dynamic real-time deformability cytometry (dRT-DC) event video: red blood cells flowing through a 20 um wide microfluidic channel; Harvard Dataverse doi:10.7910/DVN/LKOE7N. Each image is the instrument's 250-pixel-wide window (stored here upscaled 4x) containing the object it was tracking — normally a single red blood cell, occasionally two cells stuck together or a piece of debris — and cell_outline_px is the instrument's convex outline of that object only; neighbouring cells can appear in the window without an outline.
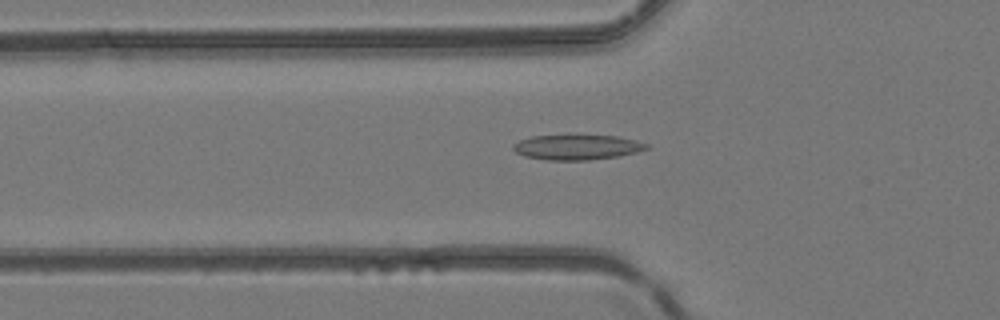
{"species": "common noctule bat (a hibernating species)", "species_latin": "Nyctalus noctula", "temperature_condition": "room temperature", "stored_images_in_passage": 47, "camera_frame_rate_fps": 3000, "um_per_image_px": 0.085, "animal": {"sex": "female", "body_mass_g": 24.6, "forearm_length_mm": 56.2}, "frame": {"image": 1, "passage_image": 17, "time_ms": 5.333, "image_size_px": [1000, 320], "cell_outline_px": [[652, 148], [620, 156], [588, 160], [548, 160], [524, 156], [516, 152], [512, 148], [512, 144], [520, 140], [532, 136], [568, 132], [616, 136], [636, 140], [648, 144]], "centroid_in_image_um": [49.05, 12.46], "position_along_channel_um": 76.8, "area_um2": 20.58}}
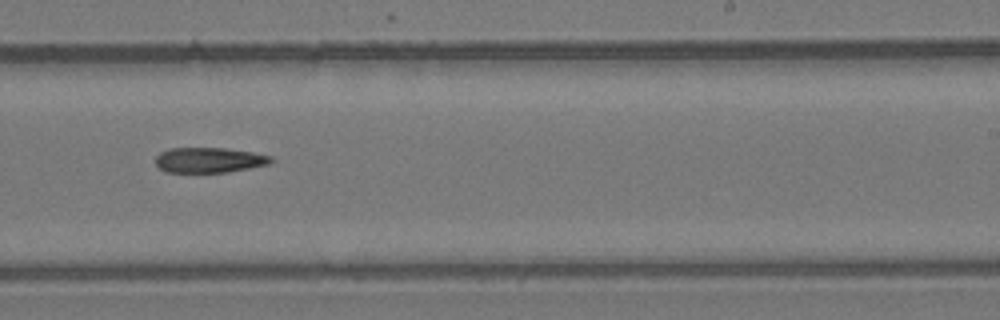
{"frame": {"image": 2, "passage_image": 30, "time_ms": 9.667, "image_size_px": [1000, 320], "cell_outline_px": [[276, 160], [268, 164], [228, 172], [164, 172], [156, 164], [156, 156], [160, 152], [168, 148], [224, 148], [252, 152], [272, 156]], "centroid_in_image_um": [17.78, 13.6], "position_along_channel_um": 271.2, "area_um2": 16.99}}
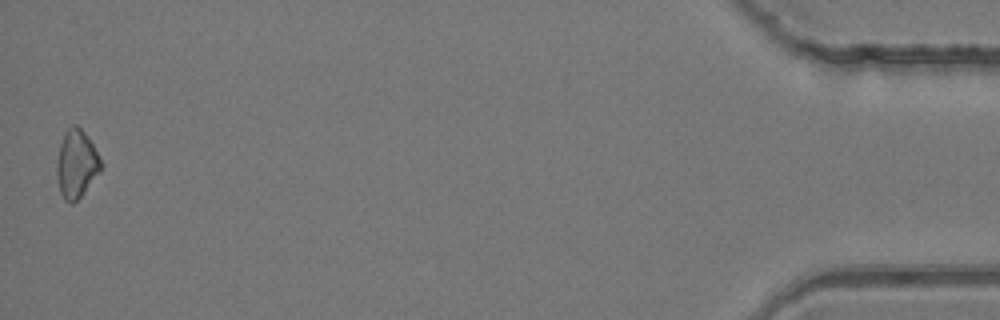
{"frame": {"image": 3, "passage_image": 47, "time_ms": 15.333, "image_size_px": [1000, 320], "cell_outline_px": [[104, 164], [100, 172], [80, 196], [72, 204], [68, 204], [64, 200], [60, 192], [56, 176], [56, 164], [60, 144], [64, 132], [72, 124], [76, 124], [84, 132], [100, 156]], "centroid_in_image_um": [6.49, 13.93], "position_along_channel_um": 428.7, "area_um2": 17.63}}